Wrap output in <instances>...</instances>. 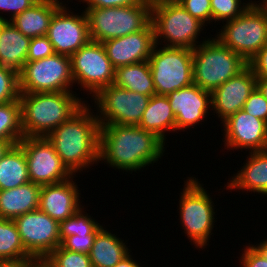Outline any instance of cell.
I'll list each match as a JSON object with an SVG mask.
<instances>
[{"label":"cell","mask_w":267,"mask_h":267,"mask_svg":"<svg viewBox=\"0 0 267 267\" xmlns=\"http://www.w3.org/2000/svg\"><path fill=\"white\" fill-rule=\"evenodd\" d=\"M151 23L155 44L158 46L193 50L198 43L201 44L197 39L199 40L198 36L205 25L188 13L180 3L152 5Z\"/></svg>","instance_id":"obj_7"},{"label":"cell","mask_w":267,"mask_h":267,"mask_svg":"<svg viewBox=\"0 0 267 267\" xmlns=\"http://www.w3.org/2000/svg\"><path fill=\"white\" fill-rule=\"evenodd\" d=\"M33 4H37L38 2L42 1V0H30Z\"/></svg>","instance_id":"obj_52"},{"label":"cell","mask_w":267,"mask_h":267,"mask_svg":"<svg viewBox=\"0 0 267 267\" xmlns=\"http://www.w3.org/2000/svg\"><path fill=\"white\" fill-rule=\"evenodd\" d=\"M265 241L260 242L259 244L253 245L250 244L264 259L267 260V239H263Z\"/></svg>","instance_id":"obj_45"},{"label":"cell","mask_w":267,"mask_h":267,"mask_svg":"<svg viewBox=\"0 0 267 267\" xmlns=\"http://www.w3.org/2000/svg\"><path fill=\"white\" fill-rule=\"evenodd\" d=\"M33 3L30 0H0V11L9 12L11 19H13L16 15L22 13L24 10L30 8ZM0 12V14L2 13ZM1 20L8 21V19L2 15H0Z\"/></svg>","instance_id":"obj_39"},{"label":"cell","mask_w":267,"mask_h":267,"mask_svg":"<svg viewBox=\"0 0 267 267\" xmlns=\"http://www.w3.org/2000/svg\"><path fill=\"white\" fill-rule=\"evenodd\" d=\"M52 43L47 36L31 38L27 61H34L54 54Z\"/></svg>","instance_id":"obj_38"},{"label":"cell","mask_w":267,"mask_h":267,"mask_svg":"<svg viewBox=\"0 0 267 267\" xmlns=\"http://www.w3.org/2000/svg\"><path fill=\"white\" fill-rule=\"evenodd\" d=\"M254 1L243 2L242 0H210L212 21H227L235 19L243 14Z\"/></svg>","instance_id":"obj_32"},{"label":"cell","mask_w":267,"mask_h":267,"mask_svg":"<svg viewBox=\"0 0 267 267\" xmlns=\"http://www.w3.org/2000/svg\"><path fill=\"white\" fill-rule=\"evenodd\" d=\"M60 0H42L10 20L26 37L46 36L54 13L64 4Z\"/></svg>","instance_id":"obj_22"},{"label":"cell","mask_w":267,"mask_h":267,"mask_svg":"<svg viewBox=\"0 0 267 267\" xmlns=\"http://www.w3.org/2000/svg\"><path fill=\"white\" fill-rule=\"evenodd\" d=\"M96 234H77L66 237L60 246L66 250L89 254Z\"/></svg>","instance_id":"obj_37"},{"label":"cell","mask_w":267,"mask_h":267,"mask_svg":"<svg viewBox=\"0 0 267 267\" xmlns=\"http://www.w3.org/2000/svg\"><path fill=\"white\" fill-rule=\"evenodd\" d=\"M91 110V106L85 104L46 137L74 176L99 162L100 124Z\"/></svg>","instance_id":"obj_2"},{"label":"cell","mask_w":267,"mask_h":267,"mask_svg":"<svg viewBox=\"0 0 267 267\" xmlns=\"http://www.w3.org/2000/svg\"><path fill=\"white\" fill-rule=\"evenodd\" d=\"M18 144L25 152L30 182L43 186L73 176L46 137H24Z\"/></svg>","instance_id":"obj_13"},{"label":"cell","mask_w":267,"mask_h":267,"mask_svg":"<svg viewBox=\"0 0 267 267\" xmlns=\"http://www.w3.org/2000/svg\"><path fill=\"white\" fill-rule=\"evenodd\" d=\"M242 169L228 180L226 189L244 190L267 197V150L249 152Z\"/></svg>","instance_id":"obj_21"},{"label":"cell","mask_w":267,"mask_h":267,"mask_svg":"<svg viewBox=\"0 0 267 267\" xmlns=\"http://www.w3.org/2000/svg\"><path fill=\"white\" fill-rule=\"evenodd\" d=\"M224 126V148L248 149L249 152L267 150V123L251 116L243 109L221 122Z\"/></svg>","instance_id":"obj_16"},{"label":"cell","mask_w":267,"mask_h":267,"mask_svg":"<svg viewBox=\"0 0 267 267\" xmlns=\"http://www.w3.org/2000/svg\"><path fill=\"white\" fill-rule=\"evenodd\" d=\"M257 89L264 95L267 100V79L257 78Z\"/></svg>","instance_id":"obj_47"},{"label":"cell","mask_w":267,"mask_h":267,"mask_svg":"<svg viewBox=\"0 0 267 267\" xmlns=\"http://www.w3.org/2000/svg\"><path fill=\"white\" fill-rule=\"evenodd\" d=\"M82 208L84 209V206L80 207L73 216L60 222L59 237L61 242L66 237L77 234H97L103 227Z\"/></svg>","instance_id":"obj_31"},{"label":"cell","mask_w":267,"mask_h":267,"mask_svg":"<svg viewBox=\"0 0 267 267\" xmlns=\"http://www.w3.org/2000/svg\"><path fill=\"white\" fill-rule=\"evenodd\" d=\"M113 84L150 97L155 95V86L148 61L118 67L115 69Z\"/></svg>","instance_id":"obj_28"},{"label":"cell","mask_w":267,"mask_h":267,"mask_svg":"<svg viewBox=\"0 0 267 267\" xmlns=\"http://www.w3.org/2000/svg\"><path fill=\"white\" fill-rule=\"evenodd\" d=\"M40 185L27 182L16 188L0 190V218L16 217L39 209Z\"/></svg>","instance_id":"obj_23"},{"label":"cell","mask_w":267,"mask_h":267,"mask_svg":"<svg viewBox=\"0 0 267 267\" xmlns=\"http://www.w3.org/2000/svg\"><path fill=\"white\" fill-rule=\"evenodd\" d=\"M142 129L154 133L164 143L165 132L176 131V119L168 97L164 95H152L138 125Z\"/></svg>","instance_id":"obj_25"},{"label":"cell","mask_w":267,"mask_h":267,"mask_svg":"<svg viewBox=\"0 0 267 267\" xmlns=\"http://www.w3.org/2000/svg\"><path fill=\"white\" fill-rule=\"evenodd\" d=\"M30 182L23 148L12 145L0 159V190L16 188Z\"/></svg>","instance_id":"obj_27"},{"label":"cell","mask_w":267,"mask_h":267,"mask_svg":"<svg viewBox=\"0 0 267 267\" xmlns=\"http://www.w3.org/2000/svg\"><path fill=\"white\" fill-rule=\"evenodd\" d=\"M225 22L215 37L247 62L267 44L265 7L253 3L239 17Z\"/></svg>","instance_id":"obj_8"},{"label":"cell","mask_w":267,"mask_h":267,"mask_svg":"<svg viewBox=\"0 0 267 267\" xmlns=\"http://www.w3.org/2000/svg\"><path fill=\"white\" fill-rule=\"evenodd\" d=\"M167 97L175 114L176 132L194 128L204 121L207 114L209 115V109H212L211 92L194 83L171 92Z\"/></svg>","instance_id":"obj_19"},{"label":"cell","mask_w":267,"mask_h":267,"mask_svg":"<svg viewBox=\"0 0 267 267\" xmlns=\"http://www.w3.org/2000/svg\"><path fill=\"white\" fill-rule=\"evenodd\" d=\"M126 255L118 264H116L114 267H142L139 263H137L134 258H131L132 255Z\"/></svg>","instance_id":"obj_43"},{"label":"cell","mask_w":267,"mask_h":267,"mask_svg":"<svg viewBox=\"0 0 267 267\" xmlns=\"http://www.w3.org/2000/svg\"><path fill=\"white\" fill-rule=\"evenodd\" d=\"M243 110L267 123V100L257 88L246 100Z\"/></svg>","instance_id":"obj_36"},{"label":"cell","mask_w":267,"mask_h":267,"mask_svg":"<svg viewBox=\"0 0 267 267\" xmlns=\"http://www.w3.org/2000/svg\"><path fill=\"white\" fill-rule=\"evenodd\" d=\"M19 95L18 73L0 65V104L19 99Z\"/></svg>","instance_id":"obj_34"},{"label":"cell","mask_w":267,"mask_h":267,"mask_svg":"<svg viewBox=\"0 0 267 267\" xmlns=\"http://www.w3.org/2000/svg\"><path fill=\"white\" fill-rule=\"evenodd\" d=\"M74 83L94 97L102 88L114 83L115 68L101 42L90 40L71 57ZM85 89V90H84Z\"/></svg>","instance_id":"obj_12"},{"label":"cell","mask_w":267,"mask_h":267,"mask_svg":"<svg viewBox=\"0 0 267 267\" xmlns=\"http://www.w3.org/2000/svg\"><path fill=\"white\" fill-rule=\"evenodd\" d=\"M6 21L5 20H1L0 19V35H1V32H2V26L4 25Z\"/></svg>","instance_id":"obj_50"},{"label":"cell","mask_w":267,"mask_h":267,"mask_svg":"<svg viewBox=\"0 0 267 267\" xmlns=\"http://www.w3.org/2000/svg\"><path fill=\"white\" fill-rule=\"evenodd\" d=\"M74 93H20L24 137H47L55 128L75 115L86 101Z\"/></svg>","instance_id":"obj_3"},{"label":"cell","mask_w":267,"mask_h":267,"mask_svg":"<svg viewBox=\"0 0 267 267\" xmlns=\"http://www.w3.org/2000/svg\"><path fill=\"white\" fill-rule=\"evenodd\" d=\"M115 69L148 61L155 46L154 28L150 22L143 30L102 42Z\"/></svg>","instance_id":"obj_17"},{"label":"cell","mask_w":267,"mask_h":267,"mask_svg":"<svg viewBox=\"0 0 267 267\" xmlns=\"http://www.w3.org/2000/svg\"><path fill=\"white\" fill-rule=\"evenodd\" d=\"M257 78L267 79V44L248 62Z\"/></svg>","instance_id":"obj_40"},{"label":"cell","mask_w":267,"mask_h":267,"mask_svg":"<svg viewBox=\"0 0 267 267\" xmlns=\"http://www.w3.org/2000/svg\"><path fill=\"white\" fill-rule=\"evenodd\" d=\"M14 222L25 250L34 259H46L61 244L60 223L40 209L20 215Z\"/></svg>","instance_id":"obj_14"},{"label":"cell","mask_w":267,"mask_h":267,"mask_svg":"<svg viewBox=\"0 0 267 267\" xmlns=\"http://www.w3.org/2000/svg\"><path fill=\"white\" fill-rule=\"evenodd\" d=\"M73 178L43 185L40 190L39 209L59 223L73 216L82 206L80 190Z\"/></svg>","instance_id":"obj_20"},{"label":"cell","mask_w":267,"mask_h":267,"mask_svg":"<svg viewBox=\"0 0 267 267\" xmlns=\"http://www.w3.org/2000/svg\"><path fill=\"white\" fill-rule=\"evenodd\" d=\"M257 88V77L247 66L211 92L212 111L223 122L232 114L243 109L250 94Z\"/></svg>","instance_id":"obj_18"},{"label":"cell","mask_w":267,"mask_h":267,"mask_svg":"<svg viewBox=\"0 0 267 267\" xmlns=\"http://www.w3.org/2000/svg\"><path fill=\"white\" fill-rule=\"evenodd\" d=\"M23 138L20 100L0 104V141L16 145Z\"/></svg>","instance_id":"obj_30"},{"label":"cell","mask_w":267,"mask_h":267,"mask_svg":"<svg viewBox=\"0 0 267 267\" xmlns=\"http://www.w3.org/2000/svg\"><path fill=\"white\" fill-rule=\"evenodd\" d=\"M261 1H262V2H261ZM261 1H260V3H259V1H257V2L254 1V3H256V4H257V3H258V4H267V0H261Z\"/></svg>","instance_id":"obj_51"},{"label":"cell","mask_w":267,"mask_h":267,"mask_svg":"<svg viewBox=\"0 0 267 267\" xmlns=\"http://www.w3.org/2000/svg\"><path fill=\"white\" fill-rule=\"evenodd\" d=\"M63 4L53 15L47 37L52 43L54 52L71 57L91 39L89 36L88 19L83 11L73 14Z\"/></svg>","instance_id":"obj_15"},{"label":"cell","mask_w":267,"mask_h":267,"mask_svg":"<svg viewBox=\"0 0 267 267\" xmlns=\"http://www.w3.org/2000/svg\"><path fill=\"white\" fill-rule=\"evenodd\" d=\"M244 248L240 257L241 267H267V260L264 259L251 245Z\"/></svg>","instance_id":"obj_41"},{"label":"cell","mask_w":267,"mask_h":267,"mask_svg":"<svg viewBox=\"0 0 267 267\" xmlns=\"http://www.w3.org/2000/svg\"><path fill=\"white\" fill-rule=\"evenodd\" d=\"M258 5L265 7V9L267 10V4H258Z\"/></svg>","instance_id":"obj_53"},{"label":"cell","mask_w":267,"mask_h":267,"mask_svg":"<svg viewBox=\"0 0 267 267\" xmlns=\"http://www.w3.org/2000/svg\"><path fill=\"white\" fill-rule=\"evenodd\" d=\"M124 240L102 227L89 252L92 267H114L130 252Z\"/></svg>","instance_id":"obj_26"},{"label":"cell","mask_w":267,"mask_h":267,"mask_svg":"<svg viewBox=\"0 0 267 267\" xmlns=\"http://www.w3.org/2000/svg\"><path fill=\"white\" fill-rule=\"evenodd\" d=\"M12 146L10 142L0 141V159L7 152V150Z\"/></svg>","instance_id":"obj_48"},{"label":"cell","mask_w":267,"mask_h":267,"mask_svg":"<svg viewBox=\"0 0 267 267\" xmlns=\"http://www.w3.org/2000/svg\"><path fill=\"white\" fill-rule=\"evenodd\" d=\"M24 267H52L45 259H34L29 261Z\"/></svg>","instance_id":"obj_46"},{"label":"cell","mask_w":267,"mask_h":267,"mask_svg":"<svg viewBox=\"0 0 267 267\" xmlns=\"http://www.w3.org/2000/svg\"><path fill=\"white\" fill-rule=\"evenodd\" d=\"M181 0H149L152 5L165 4V3H179Z\"/></svg>","instance_id":"obj_49"},{"label":"cell","mask_w":267,"mask_h":267,"mask_svg":"<svg viewBox=\"0 0 267 267\" xmlns=\"http://www.w3.org/2000/svg\"><path fill=\"white\" fill-rule=\"evenodd\" d=\"M29 261L0 260V267H24Z\"/></svg>","instance_id":"obj_44"},{"label":"cell","mask_w":267,"mask_h":267,"mask_svg":"<svg viewBox=\"0 0 267 267\" xmlns=\"http://www.w3.org/2000/svg\"><path fill=\"white\" fill-rule=\"evenodd\" d=\"M20 93L74 92L69 56L56 54L27 61L18 73Z\"/></svg>","instance_id":"obj_10"},{"label":"cell","mask_w":267,"mask_h":267,"mask_svg":"<svg viewBox=\"0 0 267 267\" xmlns=\"http://www.w3.org/2000/svg\"><path fill=\"white\" fill-rule=\"evenodd\" d=\"M0 260L31 261L14 220L0 218Z\"/></svg>","instance_id":"obj_29"},{"label":"cell","mask_w":267,"mask_h":267,"mask_svg":"<svg viewBox=\"0 0 267 267\" xmlns=\"http://www.w3.org/2000/svg\"><path fill=\"white\" fill-rule=\"evenodd\" d=\"M165 143L137 125L103 124L99 133V163L136 172L164 155Z\"/></svg>","instance_id":"obj_1"},{"label":"cell","mask_w":267,"mask_h":267,"mask_svg":"<svg viewBox=\"0 0 267 267\" xmlns=\"http://www.w3.org/2000/svg\"><path fill=\"white\" fill-rule=\"evenodd\" d=\"M45 260L52 267H92L88 254L66 250L60 245Z\"/></svg>","instance_id":"obj_33"},{"label":"cell","mask_w":267,"mask_h":267,"mask_svg":"<svg viewBox=\"0 0 267 267\" xmlns=\"http://www.w3.org/2000/svg\"><path fill=\"white\" fill-rule=\"evenodd\" d=\"M98 122L103 124L139 125L150 96L111 84L94 97ZM99 113V114H98Z\"/></svg>","instance_id":"obj_11"},{"label":"cell","mask_w":267,"mask_h":267,"mask_svg":"<svg viewBox=\"0 0 267 267\" xmlns=\"http://www.w3.org/2000/svg\"><path fill=\"white\" fill-rule=\"evenodd\" d=\"M179 3L188 13L201 21L205 26L212 22L210 0H181Z\"/></svg>","instance_id":"obj_35"},{"label":"cell","mask_w":267,"mask_h":267,"mask_svg":"<svg viewBox=\"0 0 267 267\" xmlns=\"http://www.w3.org/2000/svg\"><path fill=\"white\" fill-rule=\"evenodd\" d=\"M144 0H80L86 2L87 8L124 7L142 3Z\"/></svg>","instance_id":"obj_42"},{"label":"cell","mask_w":267,"mask_h":267,"mask_svg":"<svg viewBox=\"0 0 267 267\" xmlns=\"http://www.w3.org/2000/svg\"><path fill=\"white\" fill-rule=\"evenodd\" d=\"M187 181V182H186ZM184 181L179 200L180 224L190 242L196 248L209 245L215 219L214 201L198 179L192 176ZM208 242V243H207Z\"/></svg>","instance_id":"obj_6"},{"label":"cell","mask_w":267,"mask_h":267,"mask_svg":"<svg viewBox=\"0 0 267 267\" xmlns=\"http://www.w3.org/2000/svg\"><path fill=\"white\" fill-rule=\"evenodd\" d=\"M148 62L156 95L167 96L194 83L191 49L158 47L155 44Z\"/></svg>","instance_id":"obj_9"},{"label":"cell","mask_w":267,"mask_h":267,"mask_svg":"<svg viewBox=\"0 0 267 267\" xmlns=\"http://www.w3.org/2000/svg\"><path fill=\"white\" fill-rule=\"evenodd\" d=\"M151 9L149 0L124 7H85L90 39L102 43L141 31L151 22Z\"/></svg>","instance_id":"obj_5"},{"label":"cell","mask_w":267,"mask_h":267,"mask_svg":"<svg viewBox=\"0 0 267 267\" xmlns=\"http://www.w3.org/2000/svg\"><path fill=\"white\" fill-rule=\"evenodd\" d=\"M30 41L12 22L6 21L0 35V65L19 73L27 62Z\"/></svg>","instance_id":"obj_24"},{"label":"cell","mask_w":267,"mask_h":267,"mask_svg":"<svg viewBox=\"0 0 267 267\" xmlns=\"http://www.w3.org/2000/svg\"><path fill=\"white\" fill-rule=\"evenodd\" d=\"M192 50L193 82L212 92L248 66L240 55L224 46L216 37L207 38Z\"/></svg>","instance_id":"obj_4"}]
</instances>
